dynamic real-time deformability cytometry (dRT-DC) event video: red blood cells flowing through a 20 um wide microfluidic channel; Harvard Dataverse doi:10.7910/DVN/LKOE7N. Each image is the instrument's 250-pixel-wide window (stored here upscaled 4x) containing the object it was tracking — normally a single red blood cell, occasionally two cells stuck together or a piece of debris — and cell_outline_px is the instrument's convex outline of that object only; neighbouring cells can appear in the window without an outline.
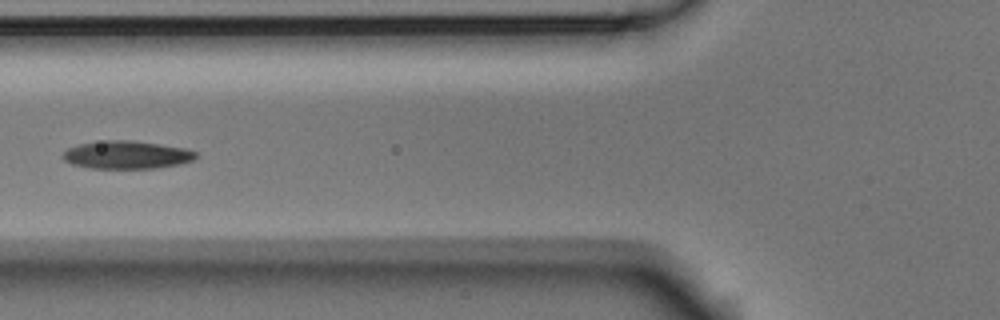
{"species": "Egyptian fruit bat (a non-hibernating species)", "species_latin": "Rousettus aegyptiacus", "temperature_condition": "room temperature", "stored_images_in_passage": 3, "camera_frame_rate_fps": 3000, "um_per_image_px": 0.085, "animal": {"sex": "male"}, "frame": {"image": 1, "passage_image": 3, "time_ms": 0.667, "image_size_px": [1000, 320], "cell_outline_px": [[196, 156], [192, 160], [180, 164], [156, 168], [88, 168], [72, 164], [64, 160], [60, 156], [68, 148], [80, 144], [108, 140], [132, 140], [188, 148], [196, 152]], "centroid_in_image_um": [10.77, 13.16], "position_along_channel_um": 115.0, "area_um2": 21.68}}